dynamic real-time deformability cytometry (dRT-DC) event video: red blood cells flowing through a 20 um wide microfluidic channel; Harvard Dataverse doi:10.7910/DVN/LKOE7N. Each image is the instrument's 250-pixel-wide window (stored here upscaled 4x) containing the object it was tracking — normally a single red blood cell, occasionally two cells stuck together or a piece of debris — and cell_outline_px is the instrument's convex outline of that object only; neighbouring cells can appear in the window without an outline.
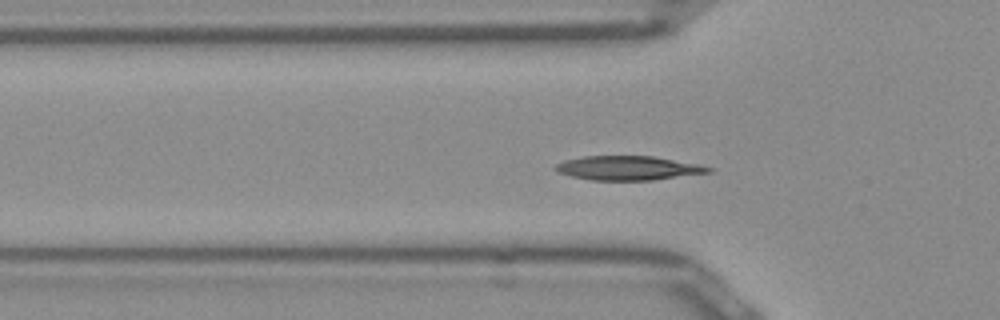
{"species": "Egyptian fruit bat (a non-hibernating species)", "species_latin": "Rousettus aegyptiacus", "temperature_condition": "room temperature", "stored_images_in_passage": 34, "camera_frame_rate_fps": 3000, "um_per_image_px": 0.085, "frame": {"image": 1, "passage_image": 4, "time_ms": 1.0, "image_size_px": [1000, 320], "cell_outline_px": [[712, 172], [652, 180], [588, 180], [556, 172], [552, 168], [556, 164], [564, 160], [584, 156], [652, 156], [700, 164], [712, 168]], "centroid_in_image_um": [53.36, 14.28], "position_along_channel_um": 72.4, "area_um2": 21.62}}
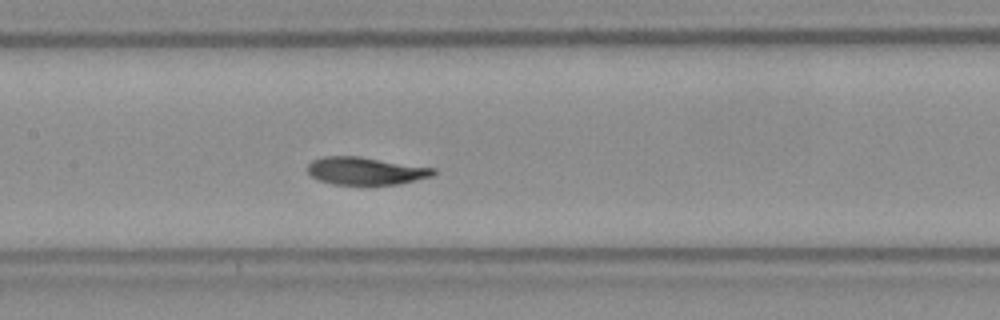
{"frame": {"image": 2, "passage_image": 12, "time_ms": 3.667, "image_size_px": [1000, 320], "cell_outline_px": [[436, 172], [432, 176], [400, 184], [332, 184], [320, 180], [312, 176], [308, 172], [308, 164], [312, 160], [324, 156], [360, 156], [436, 168]], "centroid_in_image_um": [31.1, 14.51], "position_along_channel_um": 176.3, "area_um2": 20.23}}
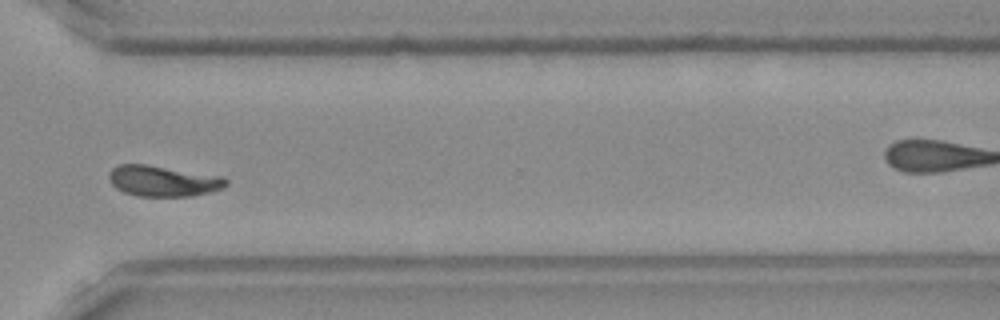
{"frame": {"image": 3, "passage_image": 26, "time_ms": 8.333, "image_size_px": [1000, 320], "cell_outline_px": [[228, 184], [224, 188], [192, 196], [136, 196], [124, 192], [116, 188], [112, 184], [108, 176], [108, 172], [116, 164], [148, 164], [224, 176], [228, 180]], "centroid_in_image_um": [13.87, 15.37], "position_along_channel_um": 356.7, "area_um2": 21.33}, "authors_computed_cell_mechanics": {"area_um2": 20.5768, "velocity_mm_per_s": 3.8751, "shape_relaxation_time_tau1_ms": 2.9188, "shape_relaxation_time_tau2_ms": 2.1921, "deformation_change_tau1": 0.1348, "deformation_change_tau2": 0.0741}}